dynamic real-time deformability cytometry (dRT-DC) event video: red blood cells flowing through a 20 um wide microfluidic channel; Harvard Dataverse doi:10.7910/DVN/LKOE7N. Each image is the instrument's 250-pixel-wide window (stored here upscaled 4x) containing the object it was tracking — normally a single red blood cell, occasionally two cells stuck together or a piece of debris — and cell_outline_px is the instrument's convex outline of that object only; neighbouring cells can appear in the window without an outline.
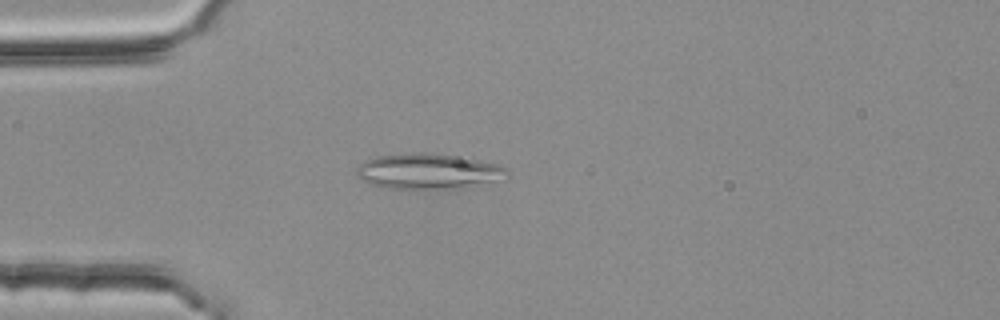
{"species": "common noctule bat (a hibernating species)", "species_latin": "Nyctalus noctula", "temperature_condition": "room temperature", "stored_images_in_passage": 5, "camera_frame_rate_fps": 3000, "um_per_image_px": 0.085, "animal": {"sex": "female", "body_mass_g": 25.1}, "frame": {"image": 1, "passage_image": 4, "time_ms": 1.0, "image_size_px": [1000, 320], "cell_outline_px": [[512, 172], [492, 180], [464, 188], [388, 188], [372, 184], [356, 176], [356, 168], [364, 160], [376, 156], [420, 152], [468, 156], [500, 164], [508, 168]], "centroid_in_image_um": [36.42, 14.53], "position_along_channel_um": 48.6, "area_um2": 31.15}}